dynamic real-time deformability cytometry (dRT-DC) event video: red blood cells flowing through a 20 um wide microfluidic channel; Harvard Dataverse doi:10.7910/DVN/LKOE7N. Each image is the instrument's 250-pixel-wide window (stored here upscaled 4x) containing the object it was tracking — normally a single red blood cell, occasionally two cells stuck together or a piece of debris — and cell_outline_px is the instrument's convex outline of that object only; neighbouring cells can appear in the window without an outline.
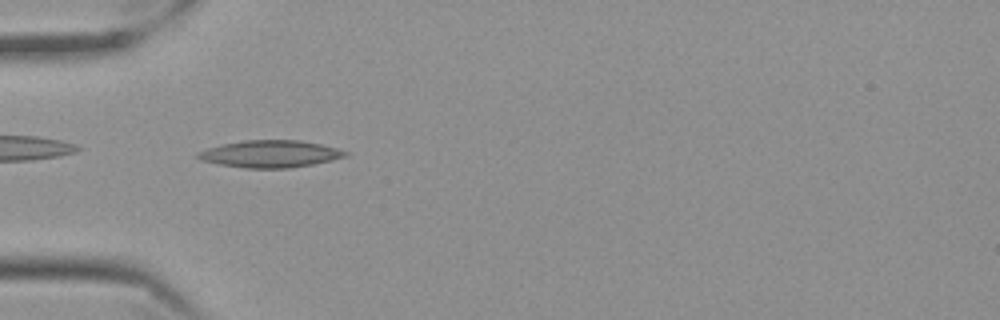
{"species": "Egyptian fruit bat (a non-hibernating species)", "species_latin": "Rousettus aegyptiacus", "temperature_condition": "cold", "stored_images_in_passage": 36, "camera_frame_rate_fps": 3000, "um_per_image_px": 0.085, "frame": {"image": 1, "passage_image": 2, "time_ms": 0.333, "image_size_px": [1000, 320], "cell_outline_px": [[348, 156], [332, 160], [312, 164], [288, 168], [244, 168], [220, 164], [200, 160], [196, 156], [196, 152], [208, 148], [224, 144], [244, 140], [300, 140], [320, 144], [336, 148], [348, 152]], "centroid_in_image_um": [22.96, 13.08], "position_along_channel_um": 62.0, "area_um2": 23.18}}
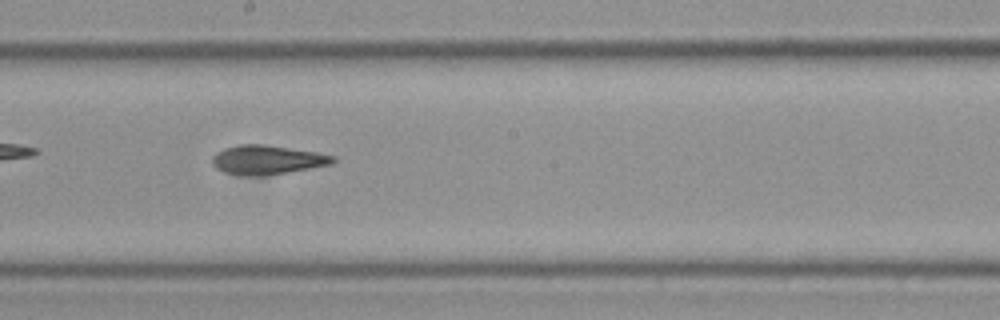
{"frame": {"image": 2, "passage_image": 16, "time_ms": 5.0, "image_size_px": [1000, 320], "cell_outline_px": [[336, 160], [332, 164], [260, 176], [240, 176], [224, 172], [216, 168], [212, 164], [212, 156], [216, 152], [224, 148], [240, 144], [264, 144], [316, 152], [336, 156]], "centroid_in_image_um": [22.67, 13.58], "position_along_channel_um": 225.5, "area_um2": 20.46}}
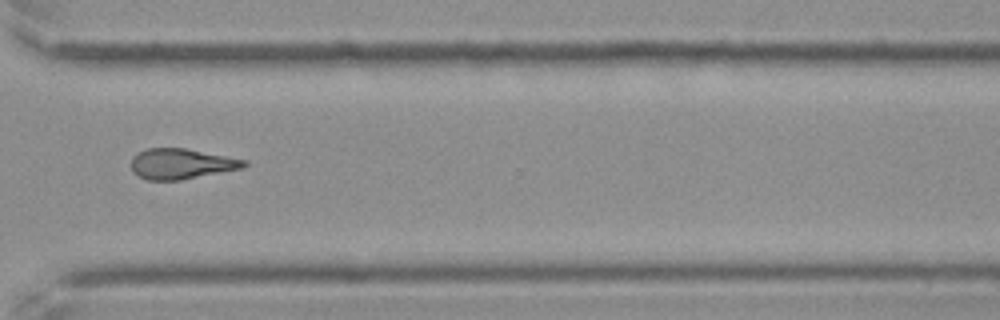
{"frame": {"image": 3, "passage_image": 27, "time_ms": 8.667, "image_size_px": [1000, 320], "cell_outline_px": [[248, 164], [240, 168], [180, 180], [148, 180], [132, 172], [132, 156], [148, 148], [184, 148], [248, 160]], "centroid_in_image_um": [15.4, 13.92], "position_along_channel_um": 355.2, "area_um2": 19.71}, "authors_computed_cell_mechanics": {"area_um2": 20.3456, "velocity_mm_per_s": 3.5465, "shape_relaxation_time_tau1_ms": null, "shape_relaxation_time_tau2_ms": 5.669, "deformation_change_tau1": null, "deformation_change_tau2": 0.1529}}